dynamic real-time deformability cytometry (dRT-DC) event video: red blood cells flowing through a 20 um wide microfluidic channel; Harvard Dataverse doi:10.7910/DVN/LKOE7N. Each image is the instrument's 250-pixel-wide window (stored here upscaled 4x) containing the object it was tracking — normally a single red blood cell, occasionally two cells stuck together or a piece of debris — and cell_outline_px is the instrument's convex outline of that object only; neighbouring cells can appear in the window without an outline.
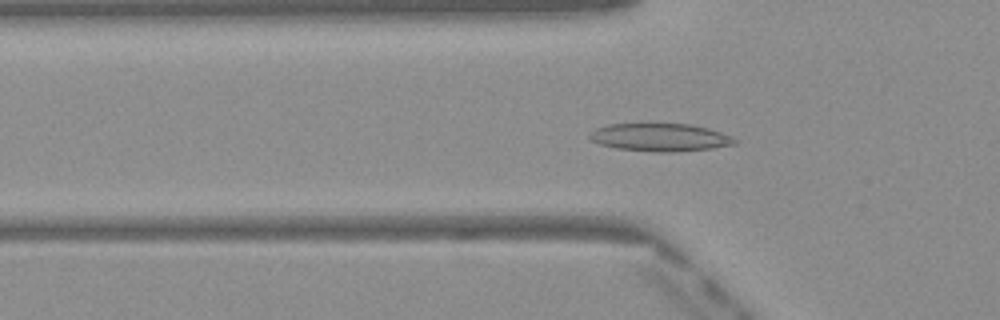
{"species": "Egyptian fruit bat (a non-hibernating species)", "species_latin": "Rousettus aegyptiacus", "temperature_condition": "warm", "stored_images_in_passage": 50, "camera_frame_rate_fps": 3000, "um_per_image_px": 0.085, "frame": {"image": 1, "passage_image": 16, "time_ms": 5.0, "image_size_px": [1000, 320], "cell_outline_px": [[740, 140], [736, 144], [712, 148], [672, 152], [660, 152], [616, 148], [600, 144], [592, 140], [588, 136], [588, 132], [596, 128], [608, 124], [692, 124], [708, 128], [732, 136]], "centroid_in_image_um": [56.13, 11.67], "position_along_channel_um": 69.7, "area_um2": 23.58}}
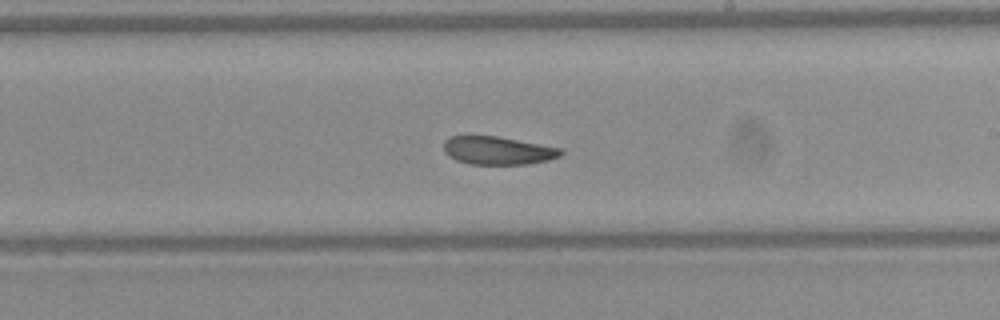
{"frame": {"image": 2, "passage_image": 29, "time_ms": 9.333, "image_size_px": [1000, 320], "cell_outline_px": [[564, 152], [560, 156], [548, 160], [528, 164], [468, 164], [456, 160], [448, 156], [444, 152], [444, 140], [448, 136], [496, 136], [564, 148]], "centroid_in_image_um": [42.32, 12.79], "position_along_channel_um": 246.7, "area_um2": 19.36}}
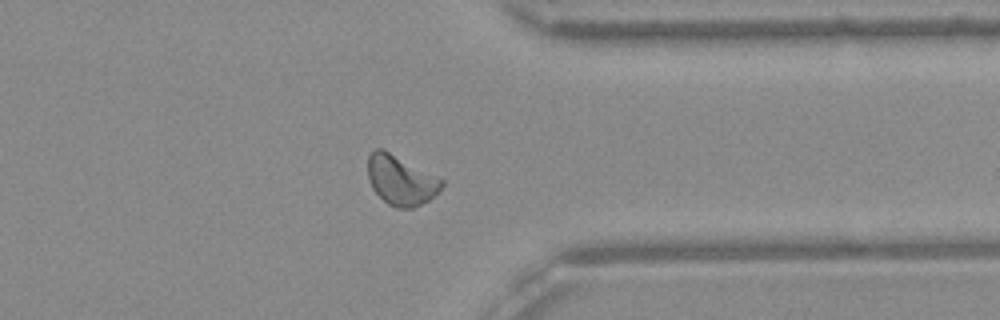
{"frame": {"image": 3, "passage_image": 39, "time_ms": 12.667, "image_size_px": [1000, 320], "cell_outline_px": [[444, 184], [428, 200], [412, 208], [396, 208], [388, 204], [372, 188], [368, 180], [368, 156], [376, 148], [384, 148], [444, 180]], "centroid_in_image_um": [34.04, 15.29], "position_along_channel_um": 377.4, "area_um2": 21.27}, "authors_computed_cell_mechanics": {"area_um2": 21.2126, "velocity_mm_per_s": 4.0734, "shape_relaxation_time_tau1_ms": 8.5833, "shape_relaxation_time_tau2_ms": 3.1618, "deformation_change_tau1": 0.1911, "deformation_change_tau2": 0.1002}}